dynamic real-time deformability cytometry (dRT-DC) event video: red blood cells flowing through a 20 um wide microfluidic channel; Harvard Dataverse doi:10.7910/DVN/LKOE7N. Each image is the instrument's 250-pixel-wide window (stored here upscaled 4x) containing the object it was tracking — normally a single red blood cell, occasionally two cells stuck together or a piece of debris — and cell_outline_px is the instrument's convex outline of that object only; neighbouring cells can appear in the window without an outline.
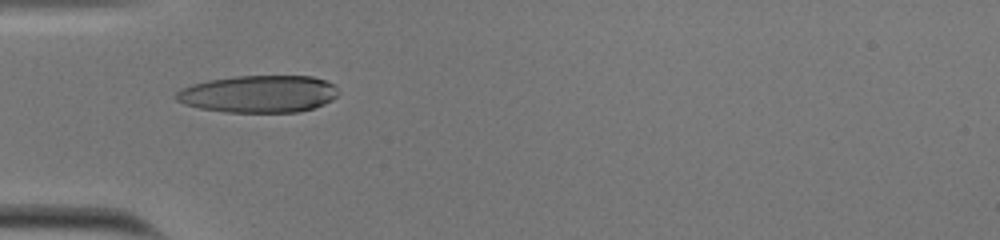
{"species": "human", "species_latin": "Homo sapiens", "temperature_condition": "cold", "stored_images_in_passage": 29, "camera_frame_rate_fps": 3000, "um_per_image_px": 0.085, "donor": {"sex": "male"}, "frame": {"image": 1, "passage_image": 1, "time_ms": 0.0, "image_size_px": [1000, 240], "cell_outline_px": [[340, 92], [332, 100], [324, 104], [312, 108], [296, 112], [224, 112], [200, 108], [184, 104], [176, 100], [176, 92], [180, 88], [192, 84], [208, 80], [236, 76], [312, 76], [336, 84]], "centroid_in_image_um": [22.0, 7.98], "position_along_channel_um": 63.0, "area_um2": 35.37}}
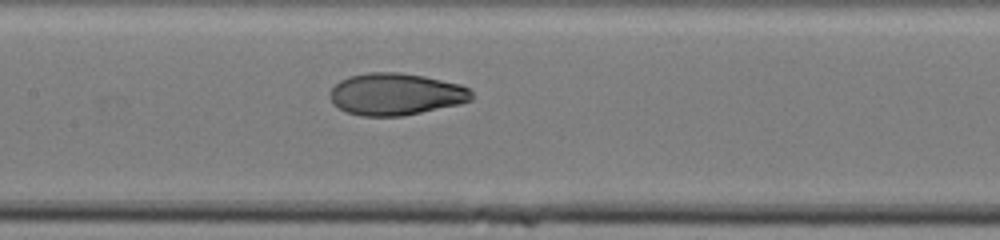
{"frame": {"image": 2, "passage_image": 10, "time_ms": 3.0, "image_size_px": [1000, 240], "cell_outline_px": [[472, 100], [460, 104], [400, 116], [360, 116], [344, 112], [332, 104], [328, 96], [328, 92], [340, 80], [348, 76], [368, 72], [400, 72], [424, 76], [460, 84], [468, 88], [472, 92]], "centroid_in_image_um": [33.59, 8.0], "position_along_channel_um": 173.8, "area_um2": 34.97}}
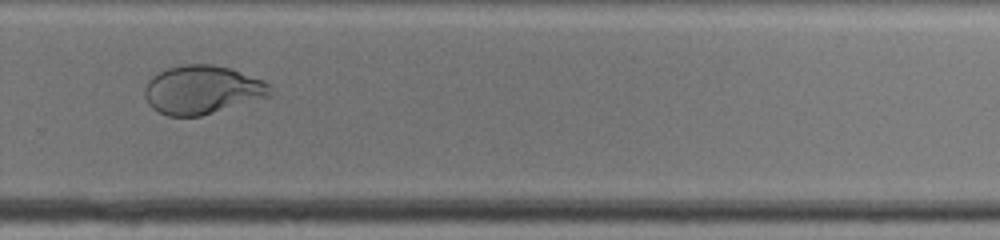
{"frame": {"image": 3, "passage_image": 21, "time_ms": 6.667, "image_size_px": [1000, 240], "cell_outline_px": [[268, 96], [200, 116], [168, 116], [152, 108], [148, 104], [144, 96], [144, 88], [148, 80], [152, 76], [168, 68], [184, 64], [212, 64], [228, 68], [264, 80], [268, 84]], "centroid_in_image_um": [17.11, 7.63], "position_along_channel_um": 312.7, "area_um2": 34.97}, "authors_computed_cell_mechanics": {"area_um2": 34.969, "velocity_mm_per_s": 3.7988, "shape_relaxation_time_tau1_ms": 11.2517, "shape_relaxation_time_tau2_ms": 1.0222, "deformation_change_tau1": 0.3635, "deformation_change_tau2": 0.0458}}